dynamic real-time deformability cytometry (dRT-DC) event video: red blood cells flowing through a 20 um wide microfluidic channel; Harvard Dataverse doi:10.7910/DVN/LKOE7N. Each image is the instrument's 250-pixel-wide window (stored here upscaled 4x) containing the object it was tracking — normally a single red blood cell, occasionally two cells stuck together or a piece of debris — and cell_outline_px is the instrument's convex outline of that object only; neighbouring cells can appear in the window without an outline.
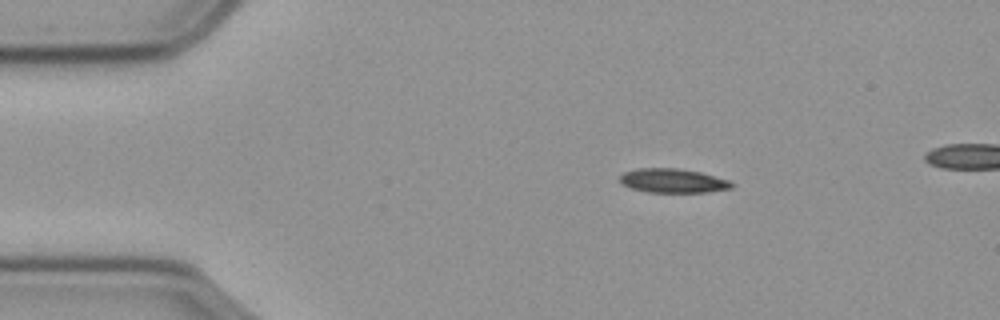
{"species": "common noctule bat (a hibernating species)", "species_latin": "Nyctalus noctula", "temperature_condition": "cold", "stored_images_in_passage": 45, "camera_frame_rate_fps": 3000, "um_per_image_px": 0.085, "animal": {"sex": "male", "body_mass_g": 23.1, "forearm_length_mm": 52.7}, "frame": {"image": 1, "passage_image": 1, "time_ms": 0.0, "image_size_px": [1000, 320], "cell_outline_px": [[732, 188], [704, 192], [648, 192], [632, 188], [620, 184], [620, 176], [624, 172], [640, 168], [676, 168], [700, 172], [728, 180], [732, 184]], "centroid_in_image_um": [57.15, 15.36], "position_along_channel_um": 27.8, "area_um2": 15.49}}
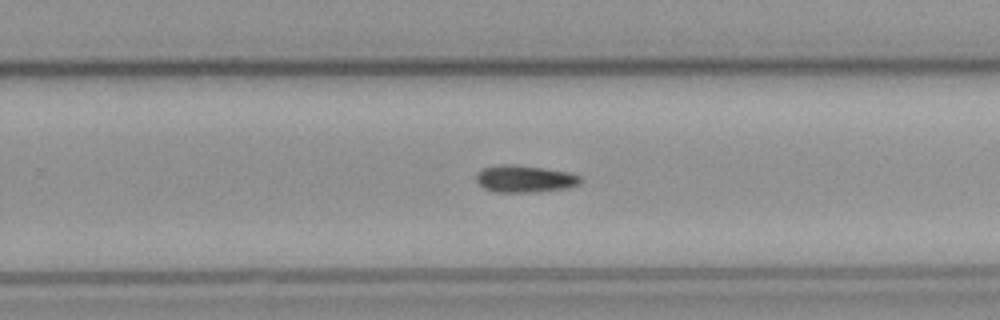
{"frame": {"image": 2, "passage_image": 27, "time_ms": 8.667, "image_size_px": [1000, 320], "cell_outline_px": [[580, 184], [568, 188], [540, 192], [496, 192], [484, 188], [476, 180], [476, 172], [480, 168], [500, 164], [512, 164], [568, 172], [580, 176]], "centroid_in_image_um": [44.56, 15.2], "position_along_channel_um": 285.2, "area_um2": 16.53}}
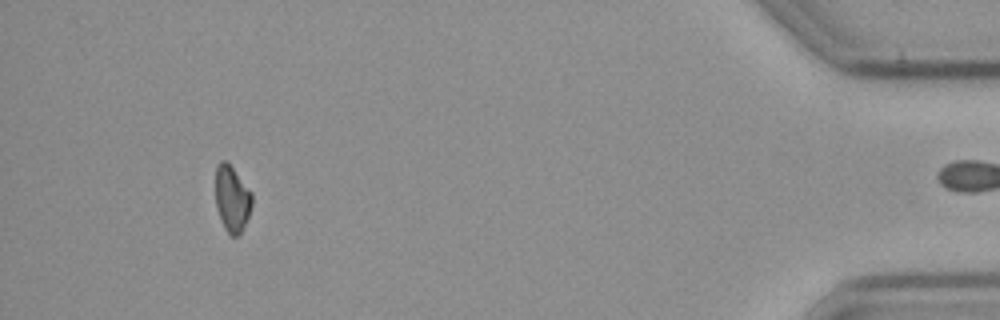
{"frame": {"image": 3, "passage_image": 44, "time_ms": 14.333, "image_size_px": [1000, 320], "cell_outline_px": [[252, 204], [248, 216], [240, 236], [228, 236], [220, 220], [216, 208], [216, 164], [220, 160], [224, 160], [232, 168], [252, 192]], "centroid_in_image_um": [19.71, 16.94], "position_along_channel_um": 415.5, "area_um2": 14.16}, "authors_computed_cell_mechanics": {"area_um2": 16.0106, "velocity_mm_per_s": 3.6146, "shape_relaxation_time_tau1_ms": 5.9501, "shape_relaxation_time_tau2_ms": null, "deformation_change_tau1": 0.147, "deformation_change_tau2": null}}